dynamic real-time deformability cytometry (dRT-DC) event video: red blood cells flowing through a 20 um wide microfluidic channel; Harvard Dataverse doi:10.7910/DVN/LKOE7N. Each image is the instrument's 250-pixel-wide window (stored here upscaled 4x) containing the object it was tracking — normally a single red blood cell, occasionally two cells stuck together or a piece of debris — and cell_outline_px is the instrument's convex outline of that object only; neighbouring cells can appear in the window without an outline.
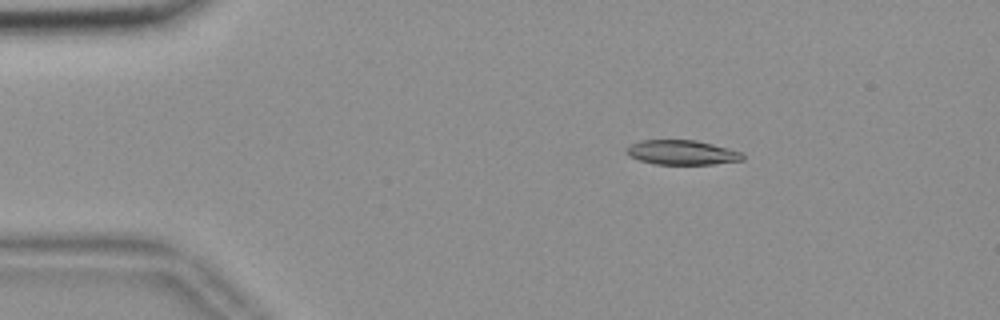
{"species": "common noctule bat (a hibernating species)", "species_latin": "Nyctalus noctula", "temperature_condition": "room temperature", "stored_images_in_passage": 56, "camera_frame_rate_fps": 3000, "um_per_image_px": 0.085, "animal": {"sex": "female", "body_mass_g": 18.4}, "frame": {"image": 1, "passage_image": 10, "time_ms": 3.0, "image_size_px": [1000, 320], "cell_outline_px": [[744, 160], [712, 164], [656, 164], [640, 160], [628, 156], [624, 152], [624, 148], [628, 144], [640, 140], [696, 140], [744, 152]], "centroid_in_image_um": [57.92, 12.95], "position_along_channel_um": 27.1, "area_um2": 16.88}}
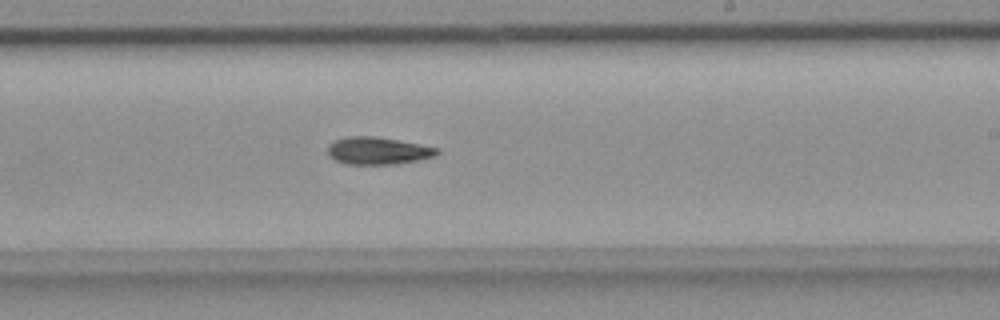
{"frame": {"image": 2, "passage_image": 34, "time_ms": 11.0, "image_size_px": [1000, 320], "cell_outline_px": [[440, 152], [436, 156], [396, 164], [348, 164], [336, 160], [328, 156], [328, 144], [336, 140], [348, 136], [372, 136], [420, 144], [440, 148]], "centroid_in_image_um": [32.13, 12.81], "position_along_channel_um": 256.9, "area_um2": 17.34}}
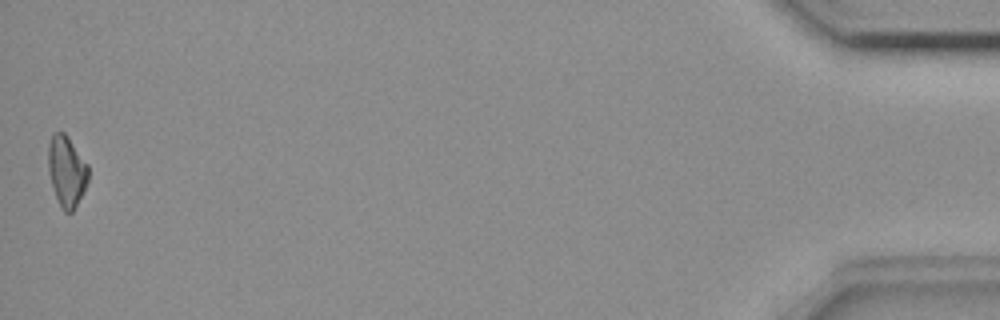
{"frame": {"image": 3, "passage_image": 56, "time_ms": 18.333, "image_size_px": [1000, 320], "cell_outline_px": [[88, 180], [72, 212], [64, 212], [60, 208], [48, 172], [48, 144], [52, 132], [64, 132], [68, 136], [88, 164]], "centroid_in_image_um": [5.64, 14.5], "position_along_channel_um": 429.6, "area_um2": 16.47}, "authors_computed_cell_mechanics": {"area_um2": 17.1955, "velocity_mm_per_s": 3.6514, "shape_relaxation_time_tau1_ms": 9.5085, "shape_relaxation_time_tau2_ms": null, "deformation_change_tau1": 0.2003, "deformation_change_tau2": null}}